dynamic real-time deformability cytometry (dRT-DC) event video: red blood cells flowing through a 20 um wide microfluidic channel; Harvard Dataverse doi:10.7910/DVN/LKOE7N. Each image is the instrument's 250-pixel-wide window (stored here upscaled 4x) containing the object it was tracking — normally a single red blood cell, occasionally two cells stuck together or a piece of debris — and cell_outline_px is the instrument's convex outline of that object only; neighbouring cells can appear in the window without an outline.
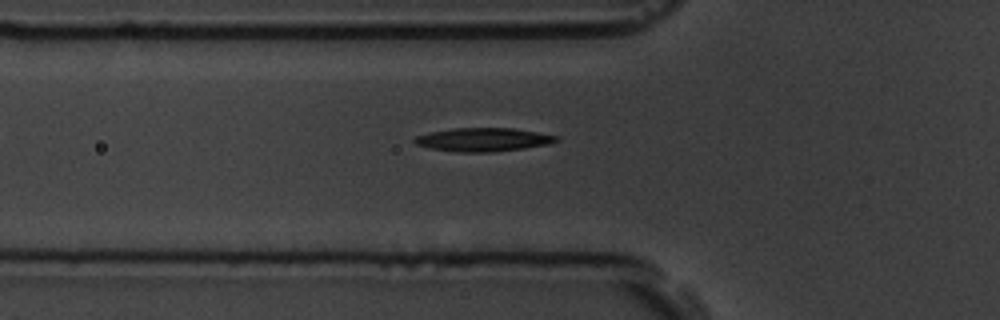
{"species": "common noctule bat (a hibernating species)", "species_latin": "Nyctalus noctula", "temperature_condition": "room temperature", "stored_images_in_passage": 49, "camera_frame_rate_fps": 3000, "um_per_image_px": 0.085, "animal": {"sex": "male", "body_mass_g": 19.5, "forearm_length_mm": 54.6}, "frame": {"image": 1, "passage_image": 18, "time_ms": 5.667, "image_size_px": [1000, 320], "cell_outline_px": [[560, 140], [548, 144], [524, 148], [492, 152], [456, 152], [428, 148], [416, 144], [412, 140], [416, 136], [432, 132], [452, 128], [512, 128], [560, 136]], "centroid_in_image_um": [41.08, 11.87], "position_along_channel_um": 84.7, "area_um2": 19.42}}
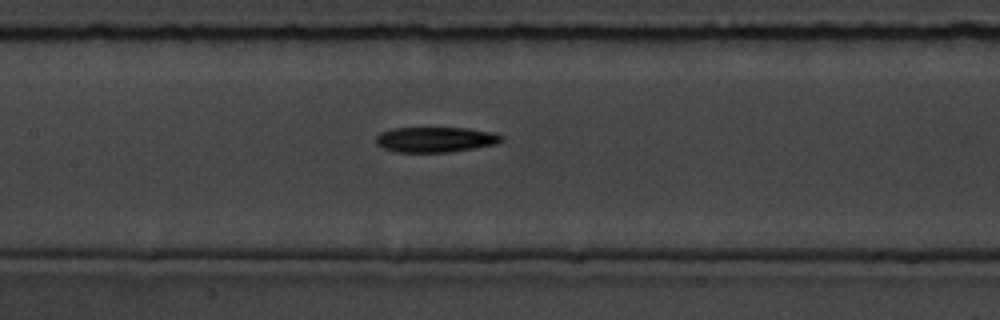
{"frame": {"image": 2, "passage_image": 25, "time_ms": 8.0, "image_size_px": [1000, 320], "cell_outline_px": [[504, 140], [496, 144], [448, 152], [396, 152], [380, 148], [376, 144], [376, 136], [380, 132], [392, 128], [468, 128], [492, 132], [504, 136]], "centroid_in_image_um": [36.98, 11.86], "position_along_channel_um": 170.4, "area_um2": 18.61}}
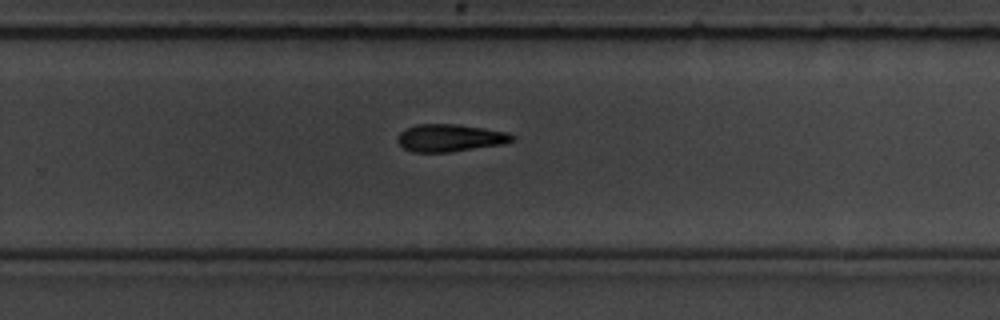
{"frame": {"image": 3, "passage_image": 35, "time_ms": 11.333, "image_size_px": [1000, 320], "cell_outline_px": [[516, 140], [508, 144], [452, 152], [412, 152], [404, 148], [396, 140], [396, 136], [404, 128], [416, 124], [456, 124], [484, 128], [508, 132], [516, 136]], "centroid_in_image_um": [38.29, 11.72], "position_along_channel_um": 291.5, "area_um2": 18.84}, "authors_computed_cell_mechanics": {"area_um2": 18.785, "velocity_mm_per_s": 3.6508, "shape_relaxation_time_tau1_ms": 3.2798, "shape_relaxation_time_tau2_ms": null, "deformation_change_tau1": 0.1594, "deformation_change_tau2": null}}